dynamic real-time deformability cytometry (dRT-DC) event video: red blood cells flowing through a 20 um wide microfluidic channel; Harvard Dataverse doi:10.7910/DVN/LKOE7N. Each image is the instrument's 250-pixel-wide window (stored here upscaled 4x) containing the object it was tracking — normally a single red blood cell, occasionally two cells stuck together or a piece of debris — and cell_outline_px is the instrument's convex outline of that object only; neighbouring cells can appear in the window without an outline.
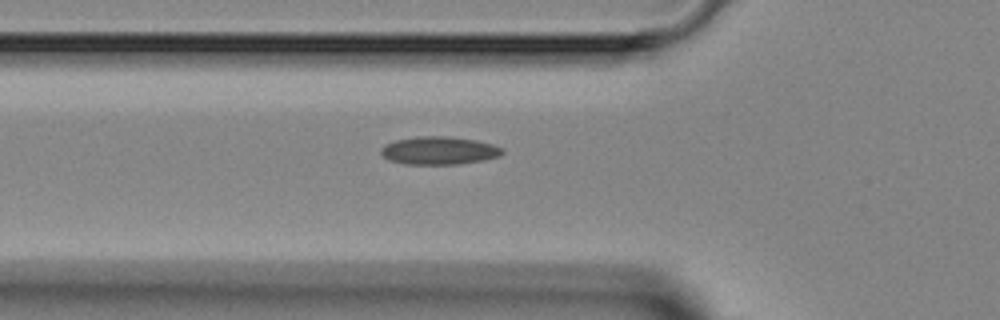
{"species": "Egyptian fruit bat (a non-hibernating species)", "species_latin": "Rousettus aegyptiacus", "temperature_condition": "room temperature", "stored_images_in_passage": 5, "camera_frame_rate_fps": 3000, "um_per_image_px": 0.085, "animal": {"sex": "female"}, "frame": {"image": 1, "passage_image": 5, "time_ms": 4.667, "image_size_px": [1000, 320], "cell_outline_px": [[504, 152], [500, 156], [484, 160], [456, 164], [408, 164], [388, 160], [380, 152], [380, 148], [384, 144], [396, 140], [416, 136], [452, 136], [476, 140], [492, 144], [504, 148]], "centroid_in_image_um": [37.33, 12.78], "position_along_channel_um": 88.5, "area_um2": 19.94}}